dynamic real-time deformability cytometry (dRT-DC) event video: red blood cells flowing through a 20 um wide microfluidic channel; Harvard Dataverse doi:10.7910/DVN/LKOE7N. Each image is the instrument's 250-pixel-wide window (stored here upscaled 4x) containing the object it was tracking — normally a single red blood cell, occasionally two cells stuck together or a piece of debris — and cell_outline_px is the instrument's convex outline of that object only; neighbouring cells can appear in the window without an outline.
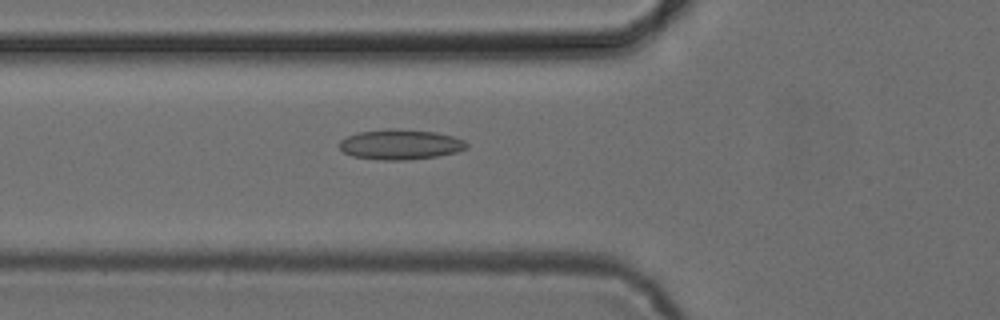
{"species": "common noctule bat (a hibernating species)", "species_latin": "Nyctalus noctula", "temperature_condition": "cold", "stored_images_in_passage": 53, "camera_frame_rate_fps": 3000, "um_per_image_px": 0.085, "animal": {"sex": "female", "body_mass_g": 24.6, "forearm_length_mm": 56.2}, "frame": {"image": 1, "passage_image": 19, "time_ms": 6.0, "image_size_px": [1000, 320], "cell_outline_px": [[468, 148], [456, 152], [436, 156], [408, 160], [380, 160], [352, 156], [344, 152], [340, 148], [340, 140], [348, 136], [360, 132], [388, 128], [396, 128], [436, 132], [452, 136], [464, 140], [468, 144]], "centroid_in_image_um": [34.04, 12.28], "position_along_channel_um": 91.8, "area_um2": 22.37}}
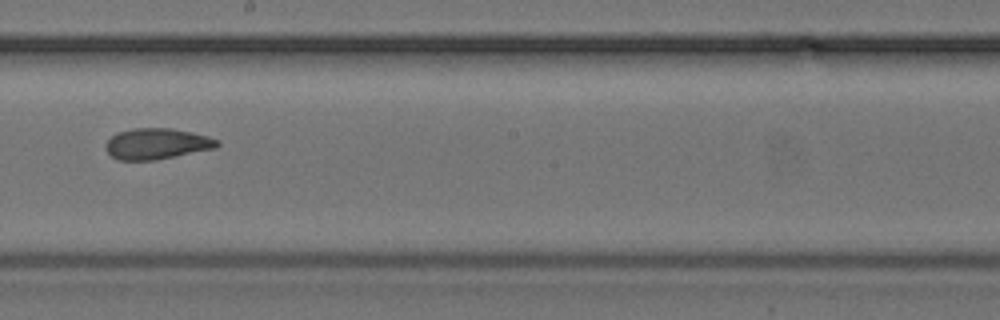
{"frame": {"image": 2, "passage_image": 30, "time_ms": 9.667, "image_size_px": [1000, 320], "cell_outline_px": [[220, 144], [216, 148], [156, 160], [116, 160], [108, 152], [104, 144], [116, 132], [132, 128], [172, 128], [192, 132], [208, 136], [220, 140]], "centroid_in_image_um": [13.34, 12.21], "position_along_channel_um": 234.9, "area_um2": 20.29}}
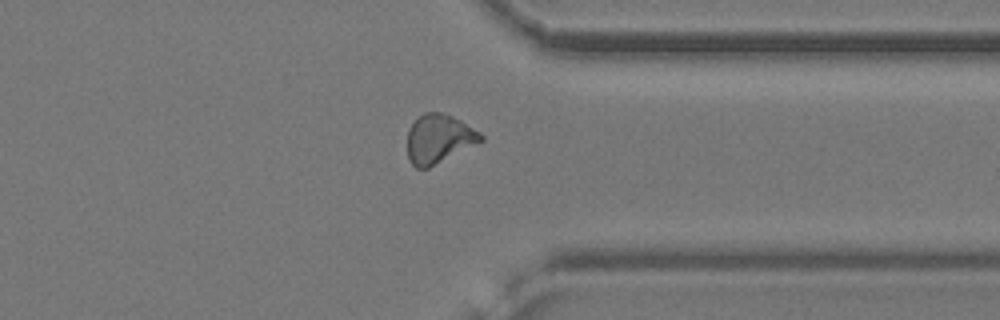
{"frame": {"image": 3, "passage_image": 41, "time_ms": 13.333, "image_size_px": [1000, 320], "cell_outline_px": [[484, 140], [428, 168], [416, 168], [408, 160], [408, 128], [424, 112], [440, 112], [452, 116], [460, 120], [480, 132], [484, 136]], "centroid_in_image_um": [37.3, 11.8], "position_along_channel_um": 374.1, "area_um2": 20.75}, "authors_computed_cell_mechanics": {"area_um2": 20.8658, "velocity_mm_per_s": 3.8819, "shape_relaxation_time_tau1_ms": 8.3203, "shape_relaxation_time_tau2_ms": 2.9244, "deformation_change_tau1": 0.1463, "deformation_change_tau2": 0.1031}}